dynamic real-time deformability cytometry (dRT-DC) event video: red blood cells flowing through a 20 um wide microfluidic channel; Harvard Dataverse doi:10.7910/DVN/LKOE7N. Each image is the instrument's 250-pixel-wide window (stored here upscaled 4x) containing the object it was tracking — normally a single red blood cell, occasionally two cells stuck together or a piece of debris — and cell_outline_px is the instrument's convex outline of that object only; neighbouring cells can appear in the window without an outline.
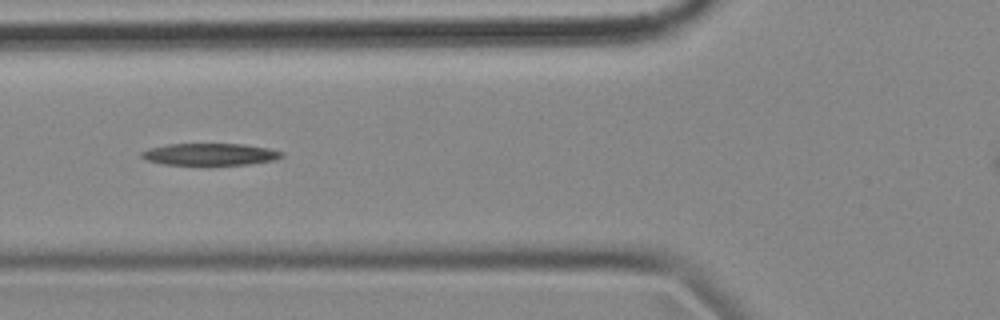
{"species": "common noctule bat (a hibernating species)", "species_latin": "Nyctalus noctula", "temperature_condition": "cold", "stored_images_in_passage": 8, "camera_frame_rate_fps": 3000, "um_per_image_px": 0.085, "animal": {"sex": "female", "body_mass_g": 18.4}, "frame": {"image": 1, "passage_image": 5, "time_ms": 1.333, "image_size_px": [1000, 320], "cell_outline_px": [[284, 156], [276, 160], [248, 164], [208, 168], [164, 164], [148, 160], [140, 156], [140, 152], [148, 148], [168, 144], [244, 144], [268, 148], [284, 152]], "centroid_in_image_um": [17.86, 13.16], "position_along_channel_um": 107.9, "area_um2": 19.02}}
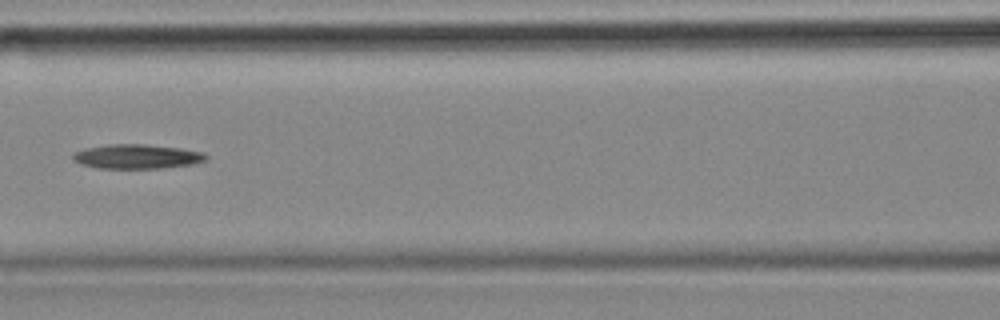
{"frame": {"image": 2, "passage_image": 6, "time_ms": 1.667, "image_size_px": [1000, 320], "cell_outline_px": [[208, 156], [204, 160], [192, 164], [160, 168], [96, 168], [80, 164], [72, 160], [72, 156], [76, 152], [84, 148], [108, 144], [144, 144], [180, 148], [204, 152]], "centroid_in_image_um": [11.6, 13.3], "position_along_channel_um": 155.0, "area_um2": 18.9}}
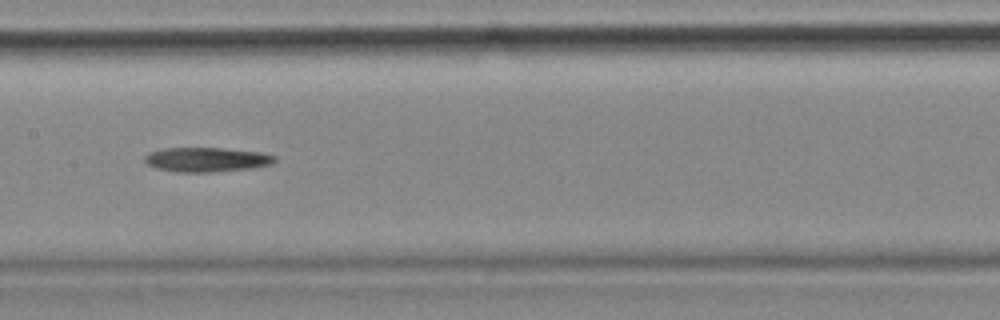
{"frame": {"image": 3, "passage_image": 7, "time_ms": 2.0, "image_size_px": [1000, 320], "cell_outline_px": [[276, 160], [272, 164], [252, 168], [212, 172], [176, 172], [156, 168], [148, 164], [144, 160], [144, 156], [148, 152], [164, 148], [224, 148], [260, 152], [276, 156]], "centroid_in_image_um": [17.55, 13.56], "position_along_channel_um": 189.8, "area_um2": 18.61}}